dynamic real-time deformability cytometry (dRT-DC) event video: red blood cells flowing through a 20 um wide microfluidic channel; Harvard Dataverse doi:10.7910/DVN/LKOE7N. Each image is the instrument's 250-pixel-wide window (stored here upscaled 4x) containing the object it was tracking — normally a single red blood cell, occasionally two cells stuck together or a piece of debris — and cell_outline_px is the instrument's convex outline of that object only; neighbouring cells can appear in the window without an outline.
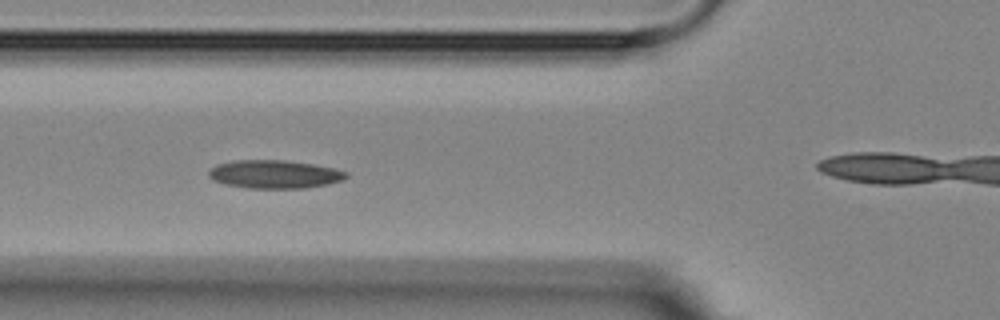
{"species": "Egyptian fruit bat (a non-hibernating species)", "species_latin": "Rousettus aegyptiacus", "temperature_condition": "room temperature", "stored_images_in_passage": 7, "camera_frame_rate_fps": 3000, "um_per_image_px": 0.085, "animal": {"sex": "female"}, "frame": {"image": 1, "passage_image": 5, "time_ms": 4.333, "image_size_px": [1000, 320], "cell_outline_px": [[348, 176], [340, 180], [328, 184], [304, 188], [248, 188], [224, 184], [212, 180], [208, 176], [208, 172], [216, 164], [236, 160], [284, 160], [312, 164], [332, 168], [348, 172]], "centroid_in_image_um": [23.29, 14.81], "position_along_channel_um": 102.5, "area_um2": 22.54}}